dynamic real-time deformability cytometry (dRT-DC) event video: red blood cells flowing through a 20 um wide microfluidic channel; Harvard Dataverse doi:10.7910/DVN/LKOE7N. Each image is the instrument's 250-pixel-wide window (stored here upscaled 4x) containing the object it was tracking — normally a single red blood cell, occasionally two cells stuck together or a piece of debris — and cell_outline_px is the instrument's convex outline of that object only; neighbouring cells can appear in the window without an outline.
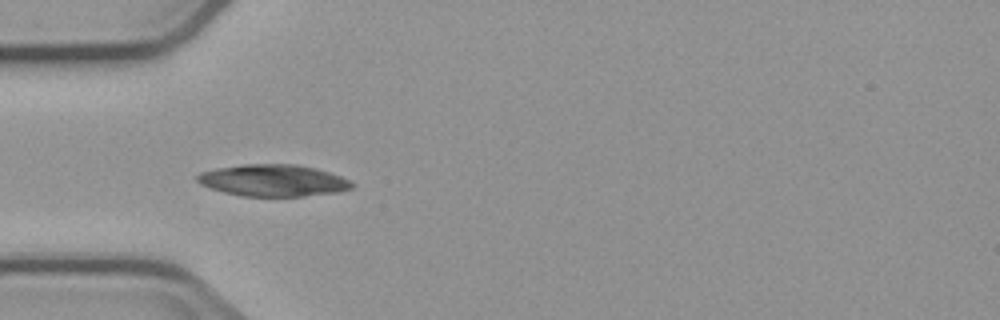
{"species": "common noctule bat (a hibernating species)", "species_latin": "Nyctalus noctula", "temperature_condition": "cold", "stored_images_in_passage": 5, "camera_frame_rate_fps": 3000, "um_per_image_px": 0.085, "animal": {"sex": "male", "body_mass_g": 23.1, "forearm_length_mm": 52.7}, "frame": {"image": 1, "passage_image": 5, "time_ms": 5.0, "image_size_px": [1000, 320], "cell_outline_px": [[352, 188], [340, 192], [304, 196], [240, 196], [224, 192], [200, 184], [196, 180], [196, 176], [200, 172], [216, 168], [244, 164], [296, 164], [328, 172], [340, 176], [348, 180], [352, 184]], "centroid_in_image_um": [23.18, 15.34], "position_along_channel_um": 61.8, "area_um2": 28.5}}